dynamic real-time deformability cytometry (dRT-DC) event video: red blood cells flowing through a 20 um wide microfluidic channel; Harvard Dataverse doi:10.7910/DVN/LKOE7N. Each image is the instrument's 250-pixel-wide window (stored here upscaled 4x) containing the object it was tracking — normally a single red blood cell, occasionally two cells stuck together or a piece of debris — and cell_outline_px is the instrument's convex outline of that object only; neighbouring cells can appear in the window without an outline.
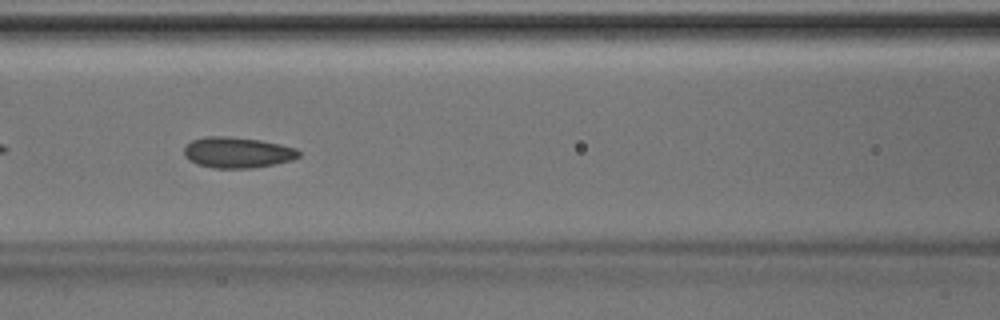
{"species": "Egyptian fruit bat (a non-hibernating species)", "species_latin": "Rousettus aegyptiacus", "temperature_condition": "room temperature", "stored_images_in_passage": 21, "camera_frame_rate_fps": 3000, "um_per_image_px": 0.085, "animal": {"sex": "male"}, "frame": {"image": 1, "passage_image": 12, "time_ms": 3.667, "image_size_px": [1000, 320], "cell_outline_px": [[300, 156], [292, 160], [252, 168], [212, 168], [196, 164], [188, 160], [184, 156], [184, 144], [192, 140], [208, 136], [228, 136], [260, 140], [280, 144], [296, 148], [300, 152]], "centroid_in_image_um": [20.13, 12.96], "position_along_channel_um": 146.5, "area_um2": 20.75}}
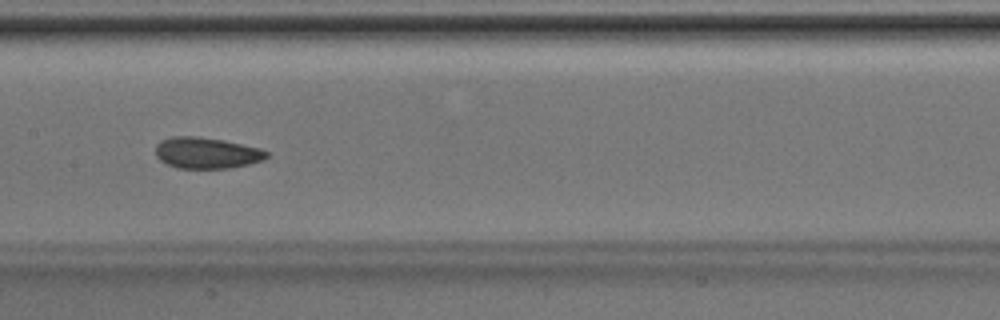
{"frame": {"image": 2, "passage_image": 15, "time_ms": 4.667, "image_size_px": [1000, 320], "cell_outline_px": [[268, 156], [264, 160], [248, 164], [228, 168], [176, 168], [160, 160], [156, 156], [156, 144], [160, 140], [172, 136], [200, 136], [224, 140], [260, 148], [268, 152]], "centroid_in_image_um": [17.55, 12.99], "position_along_channel_um": 189.9, "area_um2": 20.29}}